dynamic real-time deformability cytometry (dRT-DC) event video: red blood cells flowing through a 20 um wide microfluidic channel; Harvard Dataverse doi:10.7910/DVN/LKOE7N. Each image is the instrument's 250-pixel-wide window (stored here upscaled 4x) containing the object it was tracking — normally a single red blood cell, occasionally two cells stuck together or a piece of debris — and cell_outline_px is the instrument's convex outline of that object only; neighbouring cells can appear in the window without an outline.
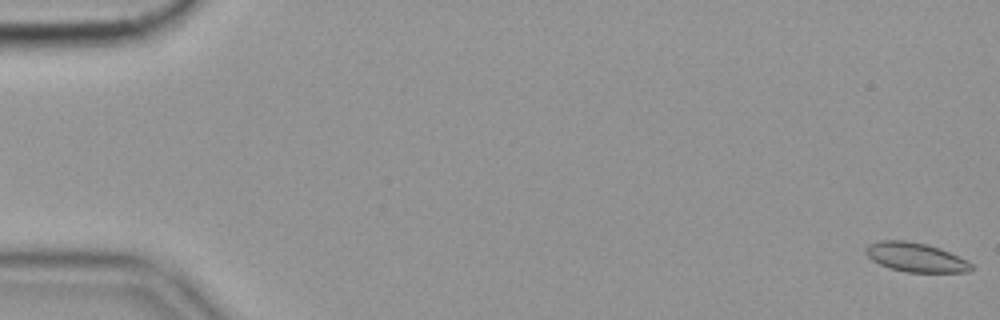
{"species": "common noctule bat (a hibernating species)", "species_latin": "Nyctalus noctula", "temperature_condition": "cold", "stored_images_in_passage": 12, "camera_frame_rate_fps": 3000, "um_per_image_px": 0.085, "animal": {"sex": "female", "body_mass_g": 19.9}, "frame": {"image": 1, "passage_image": 1, "time_ms": 0.0, "image_size_px": [1000, 320], "cell_outline_px": [[972, 268], [968, 272], [908, 272], [888, 268], [872, 260], [864, 252], [864, 248], [868, 244], [880, 240], [904, 240], [928, 244], [940, 248], [968, 260], [972, 264]], "centroid_in_image_um": [77.81, 21.86], "position_along_channel_um": 7.2, "area_um2": 18.09}}